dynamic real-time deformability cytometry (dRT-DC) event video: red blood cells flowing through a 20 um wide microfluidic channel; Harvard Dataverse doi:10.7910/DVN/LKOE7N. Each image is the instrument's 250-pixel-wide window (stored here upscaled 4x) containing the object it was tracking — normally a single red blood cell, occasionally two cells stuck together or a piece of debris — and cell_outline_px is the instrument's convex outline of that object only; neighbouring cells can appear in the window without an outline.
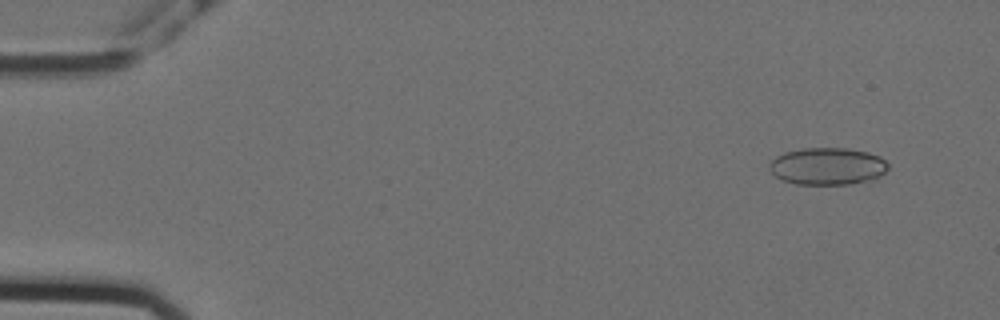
{"species": "Egyptian fruit bat (a non-hibernating species)", "species_latin": "Rousettus aegyptiacus", "temperature_condition": "cold", "stored_images_in_passage": 15, "camera_frame_rate_fps": 3000, "um_per_image_px": 0.085, "animal": {"sex": "female"}, "frame": {"image": 1, "passage_image": 5, "time_ms": 1.333, "image_size_px": [1000, 320], "cell_outline_px": [[888, 168], [876, 180], [852, 184], [796, 184], [784, 180], [776, 176], [768, 168], [768, 164], [776, 156], [784, 152], [804, 148], [848, 148], [868, 152], [880, 156], [888, 164]], "centroid_in_image_um": [70.36, 14.13], "position_along_channel_um": 14.6, "area_um2": 25.95}}